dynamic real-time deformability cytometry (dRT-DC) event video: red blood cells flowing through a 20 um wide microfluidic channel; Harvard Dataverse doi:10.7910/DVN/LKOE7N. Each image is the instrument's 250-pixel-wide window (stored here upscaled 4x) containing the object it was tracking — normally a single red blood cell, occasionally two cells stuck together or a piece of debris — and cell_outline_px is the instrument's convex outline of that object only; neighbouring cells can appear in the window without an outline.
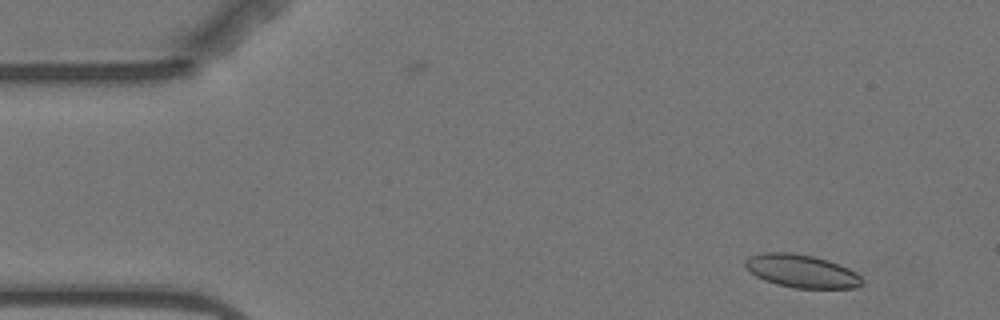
{"species": "Egyptian fruit bat (a non-hibernating species)", "species_latin": "Rousettus aegyptiacus", "temperature_condition": "warm", "stored_images_in_passage": 3, "camera_frame_rate_fps": 3000, "um_per_image_px": 0.085, "animal": {"sex": "female"}, "frame": {"image": 1, "passage_image": 1, "time_ms": 0.0, "image_size_px": [1000, 320], "cell_outline_px": [[864, 280], [856, 288], [796, 288], [776, 284], [764, 280], [756, 276], [744, 264], [744, 260], [752, 256], [764, 252], [788, 252], [812, 256], [828, 260], [840, 264], [856, 272]], "centroid_in_image_um": [68.15, 23.04], "position_along_channel_um": 16.8, "area_um2": 22.37}}